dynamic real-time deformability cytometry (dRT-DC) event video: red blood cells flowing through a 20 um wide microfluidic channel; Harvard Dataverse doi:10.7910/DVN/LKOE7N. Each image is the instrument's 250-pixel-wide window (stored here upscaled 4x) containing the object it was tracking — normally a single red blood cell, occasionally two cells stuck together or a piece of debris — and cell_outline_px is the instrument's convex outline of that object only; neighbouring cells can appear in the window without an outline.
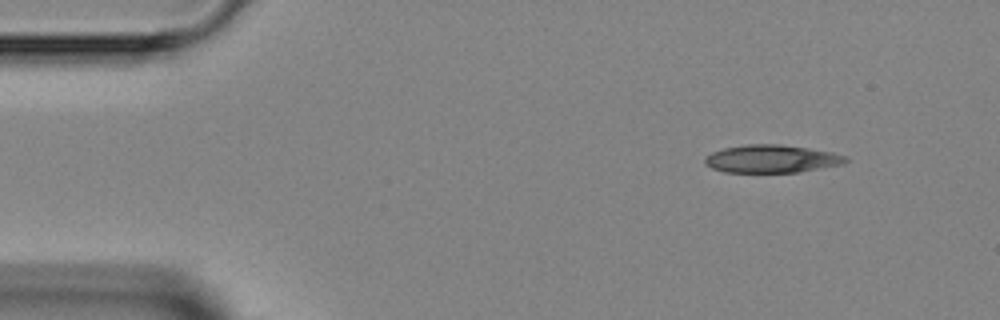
{"species": "Egyptian fruit bat (a non-hibernating species)", "species_latin": "Rousettus aegyptiacus", "temperature_condition": "room temperature", "stored_images_in_passage": 1, "camera_frame_rate_fps": 3000, "um_per_image_px": 0.085, "animal": {"sex": "female"}, "frame": {"image": 1, "passage_image": 1, "time_ms": 0.0, "image_size_px": [1000, 320], "cell_outline_px": [[848, 160], [844, 164], [800, 172], [724, 172], [712, 168], [704, 164], [704, 160], [712, 152], [724, 148], [748, 144], [776, 144], [808, 148], [832, 152], [848, 156]], "centroid_in_image_um": [65.62, 13.5], "position_along_channel_um": 19.4, "area_um2": 22.83}}